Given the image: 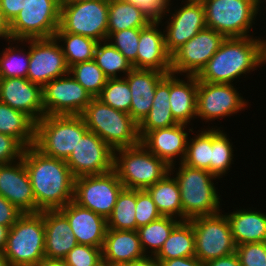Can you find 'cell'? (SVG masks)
<instances>
[{"instance_id":"cell-35","label":"cell","mask_w":266,"mask_h":266,"mask_svg":"<svg viewBox=\"0 0 266 266\" xmlns=\"http://www.w3.org/2000/svg\"><path fill=\"white\" fill-rule=\"evenodd\" d=\"M177 218L161 216L159 219L137 229L141 246L147 255L156 256L168 239L172 230L180 223ZM149 247V248H148Z\"/></svg>"},{"instance_id":"cell-44","label":"cell","mask_w":266,"mask_h":266,"mask_svg":"<svg viewBox=\"0 0 266 266\" xmlns=\"http://www.w3.org/2000/svg\"><path fill=\"white\" fill-rule=\"evenodd\" d=\"M68 266H100L102 248L77 244L64 258Z\"/></svg>"},{"instance_id":"cell-8","label":"cell","mask_w":266,"mask_h":266,"mask_svg":"<svg viewBox=\"0 0 266 266\" xmlns=\"http://www.w3.org/2000/svg\"><path fill=\"white\" fill-rule=\"evenodd\" d=\"M206 27L225 38H242L248 34L257 16L256 0H201Z\"/></svg>"},{"instance_id":"cell-42","label":"cell","mask_w":266,"mask_h":266,"mask_svg":"<svg viewBox=\"0 0 266 266\" xmlns=\"http://www.w3.org/2000/svg\"><path fill=\"white\" fill-rule=\"evenodd\" d=\"M28 48L26 52L18 49V46L9 45L0 53V78H27L30 62V47Z\"/></svg>"},{"instance_id":"cell-39","label":"cell","mask_w":266,"mask_h":266,"mask_svg":"<svg viewBox=\"0 0 266 266\" xmlns=\"http://www.w3.org/2000/svg\"><path fill=\"white\" fill-rule=\"evenodd\" d=\"M69 73L93 98L101 93L108 80L94 60L74 64L69 68Z\"/></svg>"},{"instance_id":"cell-28","label":"cell","mask_w":266,"mask_h":266,"mask_svg":"<svg viewBox=\"0 0 266 266\" xmlns=\"http://www.w3.org/2000/svg\"><path fill=\"white\" fill-rule=\"evenodd\" d=\"M236 245L266 242V214L239 209L226 215Z\"/></svg>"},{"instance_id":"cell-17","label":"cell","mask_w":266,"mask_h":266,"mask_svg":"<svg viewBox=\"0 0 266 266\" xmlns=\"http://www.w3.org/2000/svg\"><path fill=\"white\" fill-rule=\"evenodd\" d=\"M233 84L198 80L196 116L207 122L236 114L247 106Z\"/></svg>"},{"instance_id":"cell-26","label":"cell","mask_w":266,"mask_h":266,"mask_svg":"<svg viewBox=\"0 0 266 266\" xmlns=\"http://www.w3.org/2000/svg\"><path fill=\"white\" fill-rule=\"evenodd\" d=\"M45 257L64 259L78 244L67 218L59 210L43 211Z\"/></svg>"},{"instance_id":"cell-56","label":"cell","mask_w":266,"mask_h":266,"mask_svg":"<svg viewBox=\"0 0 266 266\" xmlns=\"http://www.w3.org/2000/svg\"><path fill=\"white\" fill-rule=\"evenodd\" d=\"M9 229V227L0 224V251L5 249Z\"/></svg>"},{"instance_id":"cell-58","label":"cell","mask_w":266,"mask_h":266,"mask_svg":"<svg viewBox=\"0 0 266 266\" xmlns=\"http://www.w3.org/2000/svg\"><path fill=\"white\" fill-rule=\"evenodd\" d=\"M0 266H9L3 251H0Z\"/></svg>"},{"instance_id":"cell-34","label":"cell","mask_w":266,"mask_h":266,"mask_svg":"<svg viewBox=\"0 0 266 266\" xmlns=\"http://www.w3.org/2000/svg\"><path fill=\"white\" fill-rule=\"evenodd\" d=\"M54 37L59 43L65 41L63 43L64 47L61 45V48L69 68L74 64L94 59L98 41L79 34L66 33L60 27Z\"/></svg>"},{"instance_id":"cell-14","label":"cell","mask_w":266,"mask_h":266,"mask_svg":"<svg viewBox=\"0 0 266 266\" xmlns=\"http://www.w3.org/2000/svg\"><path fill=\"white\" fill-rule=\"evenodd\" d=\"M42 94L45 115H81L93 99L70 73L48 82Z\"/></svg>"},{"instance_id":"cell-43","label":"cell","mask_w":266,"mask_h":266,"mask_svg":"<svg viewBox=\"0 0 266 266\" xmlns=\"http://www.w3.org/2000/svg\"><path fill=\"white\" fill-rule=\"evenodd\" d=\"M141 29L142 28H130L119 32H108L107 40L124 55L132 64L133 68H136V57Z\"/></svg>"},{"instance_id":"cell-1","label":"cell","mask_w":266,"mask_h":266,"mask_svg":"<svg viewBox=\"0 0 266 266\" xmlns=\"http://www.w3.org/2000/svg\"><path fill=\"white\" fill-rule=\"evenodd\" d=\"M22 159L36 201V213L59 210L73 200L74 176L65 160L47 156L34 145L24 149Z\"/></svg>"},{"instance_id":"cell-22","label":"cell","mask_w":266,"mask_h":266,"mask_svg":"<svg viewBox=\"0 0 266 266\" xmlns=\"http://www.w3.org/2000/svg\"><path fill=\"white\" fill-rule=\"evenodd\" d=\"M59 211L67 218L78 244L102 248L107 232V219L73 200Z\"/></svg>"},{"instance_id":"cell-24","label":"cell","mask_w":266,"mask_h":266,"mask_svg":"<svg viewBox=\"0 0 266 266\" xmlns=\"http://www.w3.org/2000/svg\"><path fill=\"white\" fill-rule=\"evenodd\" d=\"M165 75L158 70L136 68L124 75L132 97L129 115L137 124L149 113L153 105L155 88Z\"/></svg>"},{"instance_id":"cell-12","label":"cell","mask_w":266,"mask_h":266,"mask_svg":"<svg viewBox=\"0 0 266 266\" xmlns=\"http://www.w3.org/2000/svg\"><path fill=\"white\" fill-rule=\"evenodd\" d=\"M123 188L114 170L102 175L78 177L74 180L73 201L108 219Z\"/></svg>"},{"instance_id":"cell-51","label":"cell","mask_w":266,"mask_h":266,"mask_svg":"<svg viewBox=\"0 0 266 266\" xmlns=\"http://www.w3.org/2000/svg\"><path fill=\"white\" fill-rule=\"evenodd\" d=\"M158 261L161 266H204V263L198 260L196 256Z\"/></svg>"},{"instance_id":"cell-18","label":"cell","mask_w":266,"mask_h":266,"mask_svg":"<svg viewBox=\"0 0 266 266\" xmlns=\"http://www.w3.org/2000/svg\"><path fill=\"white\" fill-rule=\"evenodd\" d=\"M169 18L164 35L165 47L170 55L206 28L205 9L201 0H186L185 5Z\"/></svg>"},{"instance_id":"cell-11","label":"cell","mask_w":266,"mask_h":266,"mask_svg":"<svg viewBox=\"0 0 266 266\" xmlns=\"http://www.w3.org/2000/svg\"><path fill=\"white\" fill-rule=\"evenodd\" d=\"M59 27L66 33L107 41L108 0L61 3Z\"/></svg>"},{"instance_id":"cell-59","label":"cell","mask_w":266,"mask_h":266,"mask_svg":"<svg viewBox=\"0 0 266 266\" xmlns=\"http://www.w3.org/2000/svg\"><path fill=\"white\" fill-rule=\"evenodd\" d=\"M88 0H61V3H76V2H84Z\"/></svg>"},{"instance_id":"cell-10","label":"cell","mask_w":266,"mask_h":266,"mask_svg":"<svg viewBox=\"0 0 266 266\" xmlns=\"http://www.w3.org/2000/svg\"><path fill=\"white\" fill-rule=\"evenodd\" d=\"M188 221L192 224L195 234V256L201 262L236 252L237 245L226 214L198 216Z\"/></svg>"},{"instance_id":"cell-31","label":"cell","mask_w":266,"mask_h":266,"mask_svg":"<svg viewBox=\"0 0 266 266\" xmlns=\"http://www.w3.org/2000/svg\"><path fill=\"white\" fill-rule=\"evenodd\" d=\"M173 172H169L164 178L145 190L154 201L161 216H169L183 221V210L181 205V195L177 180L171 178ZM176 216V217H175Z\"/></svg>"},{"instance_id":"cell-32","label":"cell","mask_w":266,"mask_h":266,"mask_svg":"<svg viewBox=\"0 0 266 266\" xmlns=\"http://www.w3.org/2000/svg\"><path fill=\"white\" fill-rule=\"evenodd\" d=\"M0 133L16 138L27 148L35 143V122L24 112L0 102Z\"/></svg>"},{"instance_id":"cell-37","label":"cell","mask_w":266,"mask_h":266,"mask_svg":"<svg viewBox=\"0 0 266 266\" xmlns=\"http://www.w3.org/2000/svg\"><path fill=\"white\" fill-rule=\"evenodd\" d=\"M93 60L108 78H118L119 72L127 75L133 69L132 64L108 40L97 43Z\"/></svg>"},{"instance_id":"cell-15","label":"cell","mask_w":266,"mask_h":266,"mask_svg":"<svg viewBox=\"0 0 266 266\" xmlns=\"http://www.w3.org/2000/svg\"><path fill=\"white\" fill-rule=\"evenodd\" d=\"M30 45L27 79L42 88L51 80L69 73L61 45L52 38L26 39Z\"/></svg>"},{"instance_id":"cell-6","label":"cell","mask_w":266,"mask_h":266,"mask_svg":"<svg viewBox=\"0 0 266 266\" xmlns=\"http://www.w3.org/2000/svg\"><path fill=\"white\" fill-rule=\"evenodd\" d=\"M88 131L80 115H45L35 123L34 146L47 156L66 161Z\"/></svg>"},{"instance_id":"cell-49","label":"cell","mask_w":266,"mask_h":266,"mask_svg":"<svg viewBox=\"0 0 266 266\" xmlns=\"http://www.w3.org/2000/svg\"><path fill=\"white\" fill-rule=\"evenodd\" d=\"M23 213L0 195V224L11 228Z\"/></svg>"},{"instance_id":"cell-21","label":"cell","mask_w":266,"mask_h":266,"mask_svg":"<svg viewBox=\"0 0 266 266\" xmlns=\"http://www.w3.org/2000/svg\"><path fill=\"white\" fill-rule=\"evenodd\" d=\"M186 124L178 123L174 126L162 129H156L147 132L141 139L140 143L155 156L164 160L170 166V172L176 165L175 159L178 155L179 162L182 163L187 148L188 133L184 131Z\"/></svg>"},{"instance_id":"cell-2","label":"cell","mask_w":266,"mask_h":266,"mask_svg":"<svg viewBox=\"0 0 266 266\" xmlns=\"http://www.w3.org/2000/svg\"><path fill=\"white\" fill-rule=\"evenodd\" d=\"M226 38L197 75L199 81L232 84L242 74L263 64L261 38Z\"/></svg>"},{"instance_id":"cell-29","label":"cell","mask_w":266,"mask_h":266,"mask_svg":"<svg viewBox=\"0 0 266 266\" xmlns=\"http://www.w3.org/2000/svg\"><path fill=\"white\" fill-rule=\"evenodd\" d=\"M170 98V73L157 84L153 99V105L149 113L138 124L140 139L149 131L168 128L178 124L173 118Z\"/></svg>"},{"instance_id":"cell-16","label":"cell","mask_w":266,"mask_h":266,"mask_svg":"<svg viewBox=\"0 0 266 266\" xmlns=\"http://www.w3.org/2000/svg\"><path fill=\"white\" fill-rule=\"evenodd\" d=\"M225 39L214 29L199 31L171 55V73L197 76Z\"/></svg>"},{"instance_id":"cell-41","label":"cell","mask_w":266,"mask_h":266,"mask_svg":"<svg viewBox=\"0 0 266 266\" xmlns=\"http://www.w3.org/2000/svg\"><path fill=\"white\" fill-rule=\"evenodd\" d=\"M96 98L114 109L126 113L130 111L132 100L131 91L124 77L108 78L107 83Z\"/></svg>"},{"instance_id":"cell-23","label":"cell","mask_w":266,"mask_h":266,"mask_svg":"<svg viewBox=\"0 0 266 266\" xmlns=\"http://www.w3.org/2000/svg\"><path fill=\"white\" fill-rule=\"evenodd\" d=\"M162 19H154L140 30L136 69H153L171 73V55L165 47L164 31L158 30Z\"/></svg>"},{"instance_id":"cell-46","label":"cell","mask_w":266,"mask_h":266,"mask_svg":"<svg viewBox=\"0 0 266 266\" xmlns=\"http://www.w3.org/2000/svg\"><path fill=\"white\" fill-rule=\"evenodd\" d=\"M235 253L241 266H266L265 242L238 245Z\"/></svg>"},{"instance_id":"cell-48","label":"cell","mask_w":266,"mask_h":266,"mask_svg":"<svg viewBox=\"0 0 266 266\" xmlns=\"http://www.w3.org/2000/svg\"><path fill=\"white\" fill-rule=\"evenodd\" d=\"M143 7L155 19H163L169 13L171 0H122ZM166 12V13H165ZM163 17V18H162Z\"/></svg>"},{"instance_id":"cell-55","label":"cell","mask_w":266,"mask_h":266,"mask_svg":"<svg viewBox=\"0 0 266 266\" xmlns=\"http://www.w3.org/2000/svg\"><path fill=\"white\" fill-rule=\"evenodd\" d=\"M37 266H68L64 259H51L45 257Z\"/></svg>"},{"instance_id":"cell-52","label":"cell","mask_w":266,"mask_h":266,"mask_svg":"<svg viewBox=\"0 0 266 266\" xmlns=\"http://www.w3.org/2000/svg\"><path fill=\"white\" fill-rule=\"evenodd\" d=\"M204 266H241L236 253L213 259L204 263Z\"/></svg>"},{"instance_id":"cell-53","label":"cell","mask_w":266,"mask_h":266,"mask_svg":"<svg viewBox=\"0 0 266 266\" xmlns=\"http://www.w3.org/2000/svg\"><path fill=\"white\" fill-rule=\"evenodd\" d=\"M124 266H161L155 256L146 255L140 259L134 260Z\"/></svg>"},{"instance_id":"cell-27","label":"cell","mask_w":266,"mask_h":266,"mask_svg":"<svg viewBox=\"0 0 266 266\" xmlns=\"http://www.w3.org/2000/svg\"><path fill=\"white\" fill-rule=\"evenodd\" d=\"M187 82L170 73V106L173 118L181 124H189L196 117L198 78L187 75Z\"/></svg>"},{"instance_id":"cell-47","label":"cell","mask_w":266,"mask_h":266,"mask_svg":"<svg viewBox=\"0 0 266 266\" xmlns=\"http://www.w3.org/2000/svg\"><path fill=\"white\" fill-rule=\"evenodd\" d=\"M25 147L14 137L0 133V165L22 158Z\"/></svg>"},{"instance_id":"cell-36","label":"cell","mask_w":266,"mask_h":266,"mask_svg":"<svg viewBox=\"0 0 266 266\" xmlns=\"http://www.w3.org/2000/svg\"><path fill=\"white\" fill-rule=\"evenodd\" d=\"M136 189L123 188L117 197L107 228L136 231Z\"/></svg>"},{"instance_id":"cell-50","label":"cell","mask_w":266,"mask_h":266,"mask_svg":"<svg viewBox=\"0 0 266 266\" xmlns=\"http://www.w3.org/2000/svg\"><path fill=\"white\" fill-rule=\"evenodd\" d=\"M30 0H0V14L10 24Z\"/></svg>"},{"instance_id":"cell-57","label":"cell","mask_w":266,"mask_h":266,"mask_svg":"<svg viewBox=\"0 0 266 266\" xmlns=\"http://www.w3.org/2000/svg\"><path fill=\"white\" fill-rule=\"evenodd\" d=\"M261 50H262V61L263 64L266 63V40H261Z\"/></svg>"},{"instance_id":"cell-5","label":"cell","mask_w":266,"mask_h":266,"mask_svg":"<svg viewBox=\"0 0 266 266\" xmlns=\"http://www.w3.org/2000/svg\"><path fill=\"white\" fill-rule=\"evenodd\" d=\"M177 171L175 179L180 189L183 221L220 213V196L212 181L218 177L183 163Z\"/></svg>"},{"instance_id":"cell-19","label":"cell","mask_w":266,"mask_h":266,"mask_svg":"<svg viewBox=\"0 0 266 266\" xmlns=\"http://www.w3.org/2000/svg\"><path fill=\"white\" fill-rule=\"evenodd\" d=\"M0 102L24 112L35 123L45 116L42 87L27 78H0Z\"/></svg>"},{"instance_id":"cell-3","label":"cell","mask_w":266,"mask_h":266,"mask_svg":"<svg viewBox=\"0 0 266 266\" xmlns=\"http://www.w3.org/2000/svg\"><path fill=\"white\" fill-rule=\"evenodd\" d=\"M89 131L98 135L113 150L140 143L138 124L129 113L93 98L80 115Z\"/></svg>"},{"instance_id":"cell-4","label":"cell","mask_w":266,"mask_h":266,"mask_svg":"<svg viewBox=\"0 0 266 266\" xmlns=\"http://www.w3.org/2000/svg\"><path fill=\"white\" fill-rule=\"evenodd\" d=\"M9 266H37L45 258L43 211L23 213L9 229L3 251Z\"/></svg>"},{"instance_id":"cell-38","label":"cell","mask_w":266,"mask_h":266,"mask_svg":"<svg viewBox=\"0 0 266 266\" xmlns=\"http://www.w3.org/2000/svg\"><path fill=\"white\" fill-rule=\"evenodd\" d=\"M199 132L201 133L194 139H188L186 155L182 163L211 173L212 129L207 128Z\"/></svg>"},{"instance_id":"cell-9","label":"cell","mask_w":266,"mask_h":266,"mask_svg":"<svg viewBox=\"0 0 266 266\" xmlns=\"http://www.w3.org/2000/svg\"><path fill=\"white\" fill-rule=\"evenodd\" d=\"M61 0H30L9 24L11 39L52 38L60 25Z\"/></svg>"},{"instance_id":"cell-45","label":"cell","mask_w":266,"mask_h":266,"mask_svg":"<svg viewBox=\"0 0 266 266\" xmlns=\"http://www.w3.org/2000/svg\"><path fill=\"white\" fill-rule=\"evenodd\" d=\"M160 217L161 214L149 193L145 189H136V231Z\"/></svg>"},{"instance_id":"cell-54","label":"cell","mask_w":266,"mask_h":266,"mask_svg":"<svg viewBox=\"0 0 266 266\" xmlns=\"http://www.w3.org/2000/svg\"><path fill=\"white\" fill-rule=\"evenodd\" d=\"M0 37L7 41H12L9 33V24L4 20L3 16L0 14Z\"/></svg>"},{"instance_id":"cell-25","label":"cell","mask_w":266,"mask_h":266,"mask_svg":"<svg viewBox=\"0 0 266 266\" xmlns=\"http://www.w3.org/2000/svg\"><path fill=\"white\" fill-rule=\"evenodd\" d=\"M146 256L137 231L107 229L102 247V262L124 266Z\"/></svg>"},{"instance_id":"cell-60","label":"cell","mask_w":266,"mask_h":266,"mask_svg":"<svg viewBox=\"0 0 266 266\" xmlns=\"http://www.w3.org/2000/svg\"><path fill=\"white\" fill-rule=\"evenodd\" d=\"M264 1L266 2V0H264ZM264 1H262V0H256L257 14H258V12H259V10L261 8L260 3L261 2L263 3Z\"/></svg>"},{"instance_id":"cell-20","label":"cell","mask_w":266,"mask_h":266,"mask_svg":"<svg viewBox=\"0 0 266 266\" xmlns=\"http://www.w3.org/2000/svg\"><path fill=\"white\" fill-rule=\"evenodd\" d=\"M0 165V195L22 213H36V201L23 159Z\"/></svg>"},{"instance_id":"cell-33","label":"cell","mask_w":266,"mask_h":266,"mask_svg":"<svg viewBox=\"0 0 266 266\" xmlns=\"http://www.w3.org/2000/svg\"><path fill=\"white\" fill-rule=\"evenodd\" d=\"M195 256V234L192 224L181 221L171 232L163 247L155 256L157 260H168Z\"/></svg>"},{"instance_id":"cell-30","label":"cell","mask_w":266,"mask_h":266,"mask_svg":"<svg viewBox=\"0 0 266 266\" xmlns=\"http://www.w3.org/2000/svg\"><path fill=\"white\" fill-rule=\"evenodd\" d=\"M154 19L141 6L122 0H108V32L144 28Z\"/></svg>"},{"instance_id":"cell-7","label":"cell","mask_w":266,"mask_h":266,"mask_svg":"<svg viewBox=\"0 0 266 266\" xmlns=\"http://www.w3.org/2000/svg\"><path fill=\"white\" fill-rule=\"evenodd\" d=\"M114 171L124 188L142 190L164 178L170 166L139 143L114 150Z\"/></svg>"},{"instance_id":"cell-40","label":"cell","mask_w":266,"mask_h":266,"mask_svg":"<svg viewBox=\"0 0 266 266\" xmlns=\"http://www.w3.org/2000/svg\"><path fill=\"white\" fill-rule=\"evenodd\" d=\"M227 135L220 128H212L211 173L216 177L225 176L232 164L233 146Z\"/></svg>"},{"instance_id":"cell-13","label":"cell","mask_w":266,"mask_h":266,"mask_svg":"<svg viewBox=\"0 0 266 266\" xmlns=\"http://www.w3.org/2000/svg\"><path fill=\"white\" fill-rule=\"evenodd\" d=\"M74 178L102 175L114 170V150L88 131L66 160Z\"/></svg>"}]
</instances>
